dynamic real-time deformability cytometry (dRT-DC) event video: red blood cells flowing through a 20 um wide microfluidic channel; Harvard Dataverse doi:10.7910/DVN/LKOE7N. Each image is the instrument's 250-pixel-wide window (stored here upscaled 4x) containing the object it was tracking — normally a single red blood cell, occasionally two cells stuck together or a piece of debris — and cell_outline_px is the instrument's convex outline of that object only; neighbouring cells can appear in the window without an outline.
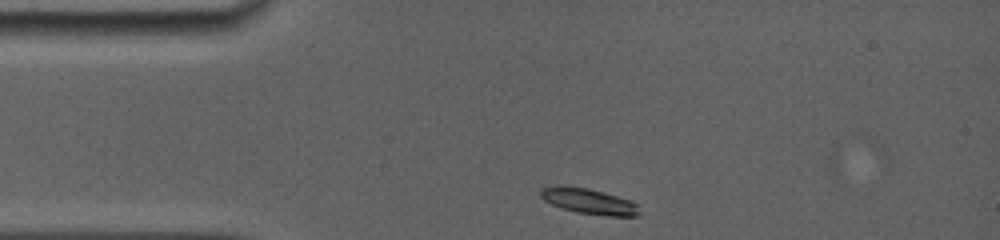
{"species": "common noctule bat (a hibernating species)", "species_latin": "Nyctalus noctula", "temperature_condition": "room temperature", "stored_images_in_passage": 6, "camera_frame_rate_fps": 5000, "um_per_image_px": 0.085, "animal": {"sex": "female", "body_mass_g": 19.0, "forearm_length_mm": 56.7}, "frame": {"image": 1, "passage_image": 1, "time_ms": 0.0, "image_size_px": [1000, 240], "cell_outline_px": [[640, 212], [636, 216], [608, 216], [576, 212], [552, 204], [544, 200], [540, 196], [540, 192], [544, 188], [556, 184], [560, 184], [588, 188], [632, 200], [640, 204]], "centroid_in_image_um": [50.1, 17.09], "position_along_channel_um": 34.9, "area_um2": 14.91}}
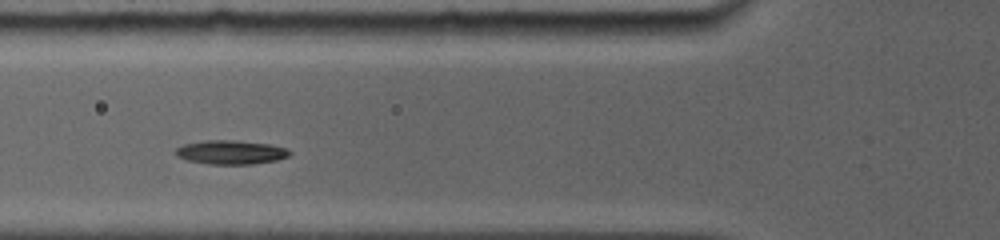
{"frame": {"image": 2, "passage_image": 4, "time_ms": 2.6, "image_size_px": [1000, 240], "cell_outline_px": [[292, 152], [288, 156], [276, 160], [252, 164], [208, 164], [188, 160], [176, 156], [176, 148], [184, 144], [204, 140], [236, 140], [272, 144], [288, 148]], "centroid_in_image_um": [19.65, 12.93], "position_along_channel_um": 106.2, "area_um2": 16.01}}
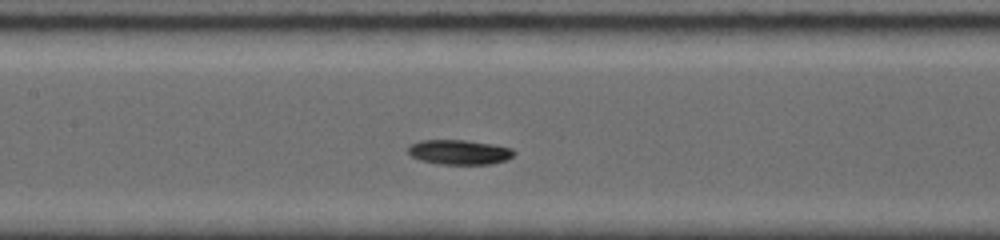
{"frame": {"image": 3, "passage_image": 6, "time_ms": 4.2, "image_size_px": [1000, 240], "cell_outline_px": [[516, 152], [508, 160], [492, 164], [436, 164], [420, 160], [412, 156], [408, 152], [408, 144], [420, 140], [464, 140], [496, 144], [512, 148]], "centroid_in_image_um": [39.05, 12.93], "position_along_channel_um": 168.3, "area_um2": 15.55}}